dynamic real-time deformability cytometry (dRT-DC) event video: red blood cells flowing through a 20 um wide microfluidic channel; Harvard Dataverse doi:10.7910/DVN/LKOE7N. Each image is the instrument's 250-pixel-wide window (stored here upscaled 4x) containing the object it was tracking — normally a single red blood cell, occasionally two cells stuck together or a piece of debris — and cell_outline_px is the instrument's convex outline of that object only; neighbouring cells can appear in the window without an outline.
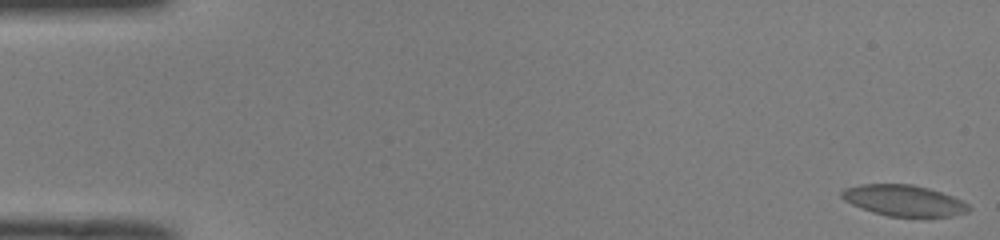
{"species": "common noctule bat (a hibernating species)", "species_latin": "Nyctalus noctula", "temperature_condition": "room temperature", "stored_images_in_passage": 53, "segment_of_instrument_passage": [1, 2], "camera_frame_rate_fps": 3000, "um_per_image_px": 0.085, "animal": {"sex": "male", "body_mass_g": 19.0, "forearm_length_mm": 50.8}, "frame": {"image": 1, "passage_image": 1, "time_ms": 0.0, "image_size_px": [1000, 240], "cell_outline_px": [[972, 208], [968, 212], [952, 216], [888, 216], [872, 212], [852, 204], [844, 200], [840, 196], [840, 192], [844, 188], [860, 184], [912, 184], [928, 188], [952, 196], [968, 204]], "centroid_in_image_um": [76.8, 17.04], "position_along_channel_um": 8.2, "area_um2": 22.89}}
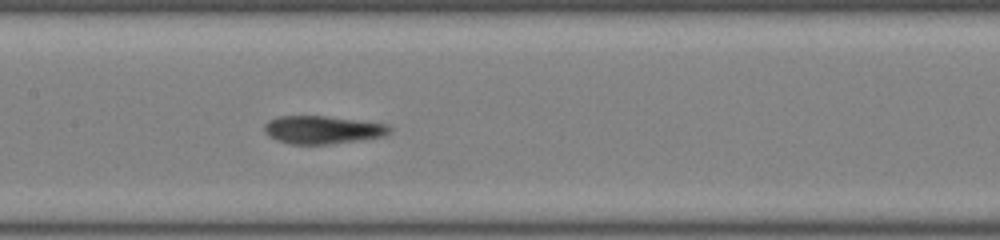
{"frame": {"image": 2, "passage_image": 26, "time_ms": 8.333, "image_size_px": [1000, 240], "cell_outline_px": [[392, 128], [384, 136], [328, 144], [292, 144], [276, 140], [268, 136], [264, 132], [264, 124], [268, 120], [280, 116], [328, 116], [388, 124]], "centroid_in_image_um": [27.38, 11.02], "position_along_channel_um": 180.0, "area_um2": 20.35}}
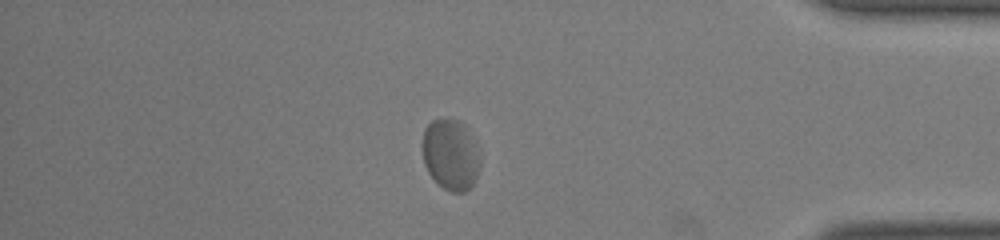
{"frame": {"image": 3, "passage_image": 45, "time_ms": 14.667, "image_size_px": [1000, 240], "cell_outline_px": [[480, 164], [476, 180], [472, 188], [464, 192], [452, 192], [444, 188], [428, 172], [424, 164], [424, 128], [432, 120], [460, 120], [468, 128], [476, 144], [480, 160]], "centroid_in_image_um": [38.35, 13.16], "position_along_channel_um": 396.8, "area_um2": 23.7}}